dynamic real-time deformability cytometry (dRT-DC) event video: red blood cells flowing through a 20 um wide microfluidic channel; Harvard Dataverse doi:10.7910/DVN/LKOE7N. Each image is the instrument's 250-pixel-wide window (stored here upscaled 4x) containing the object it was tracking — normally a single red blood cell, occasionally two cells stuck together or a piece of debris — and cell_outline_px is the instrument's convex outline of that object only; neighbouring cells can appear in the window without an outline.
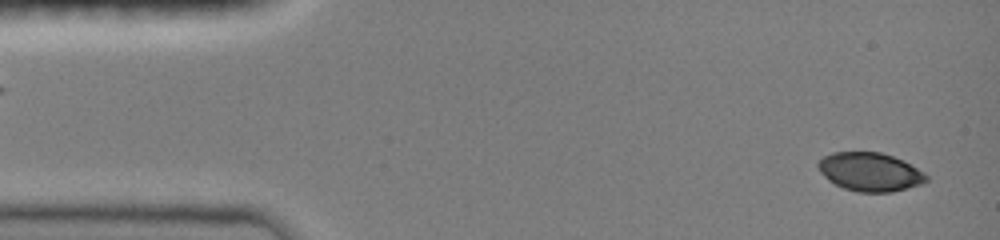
{"species": "common noctule bat (a hibernating species)", "species_latin": "Nyctalus noctula", "temperature_condition": "room temperature", "stored_images_in_passage": 7, "camera_frame_rate_fps": 3000, "um_per_image_px": 0.085, "animal": {"sex": "female", "body_mass_g": 19.0, "forearm_length_mm": 51.5}, "frame": {"image": 1, "passage_image": 1, "time_ms": 0.0, "image_size_px": [1000, 240], "cell_outline_px": [[928, 180], [920, 184], [892, 192], [856, 192], [844, 188], [828, 180], [820, 172], [816, 164], [824, 156], [832, 152], [880, 152], [904, 160], [924, 172], [928, 176]], "centroid_in_image_um": [73.95, 14.61], "position_along_channel_um": 11.1, "area_um2": 24.33}}
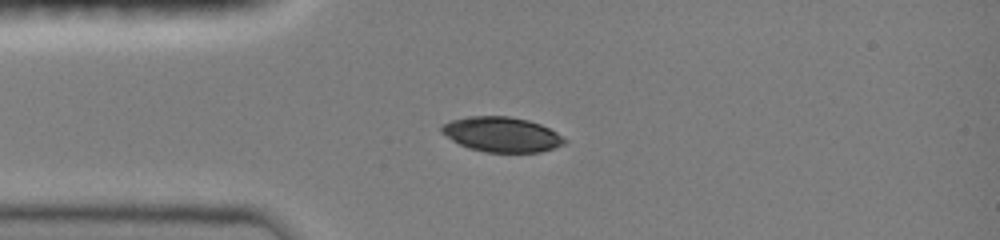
{"frame": {"image": 2, "passage_image": 5, "time_ms": 3.0, "image_size_px": [1000, 240], "cell_outline_px": [[568, 140], [564, 144], [540, 152], [484, 152], [468, 148], [452, 140], [440, 132], [440, 128], [444, 124], [452, 120], [468, 116], [508, 116], [528, 120], [540, 124], [556, 132]], "centroid_in_image_um": [42.64, 11.43], "position_along_channel_um": 42.4, "area_um2": 24.97}}
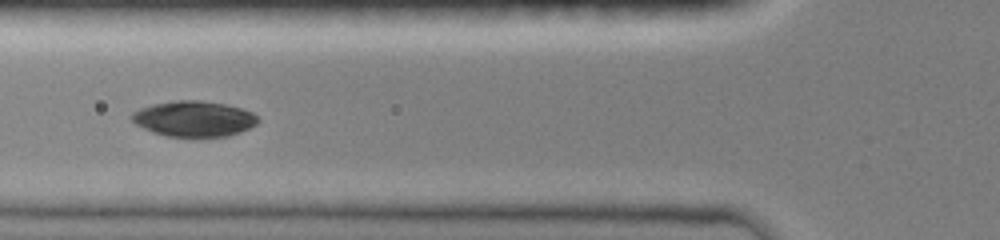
{"frame": {"image": 3, "passage_image": 7, "time_ms": 5.0, "image_size_px": [1000, 240], "cell_outline_px": [[260, 120], [256, 124], [240, 132], [228, 136], [168, 136], [152, 132], [136, 124], [128, 116], [132, 112], [140, 108], [152, 104], [176, 100], [200, 100], [224, 104], [240, 108], [252, 112]], "centroid_in_image_um": [16.45, 10.08], "position_along_channel_um": 109.3, "area_um2": 26.07}}